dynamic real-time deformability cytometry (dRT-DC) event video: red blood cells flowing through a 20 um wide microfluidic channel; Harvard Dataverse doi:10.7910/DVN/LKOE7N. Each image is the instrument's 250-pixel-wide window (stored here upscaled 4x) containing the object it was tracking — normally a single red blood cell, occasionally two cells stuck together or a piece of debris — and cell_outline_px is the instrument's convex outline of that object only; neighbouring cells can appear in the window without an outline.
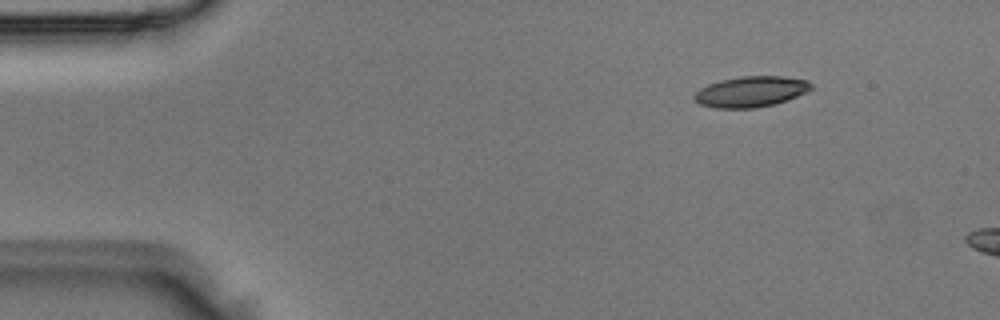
{"species": "Egyptian fruit bat (a non-hibernating species)", "species_latin": "Rousettus aegyptiacus", "temperature_condition": "room temperature", "stored_images_in_passage": 4, "camera_frame_rate_fps": 3000, "um_per_image_px": 0.085, "animal": {"sex": "male"}, "frame": {"image": 1, "passage_image": 2, "time_ms": 0.333, "image_size_px": [1000, 320], "cell_outline_px": [[812, 88], [808, 92], [788, 100], [756, 108], [716, 108], [700, 104], [692, 100], [692, 96], [700, 88], [708, 84], [720, 80], [740, 76], [784, 76], [808, 80], [812, 84]], "centroid_in_image_um": [63.82, 7.78], "position_along_channel_um": 21.2, "area_um2": 21.15}}